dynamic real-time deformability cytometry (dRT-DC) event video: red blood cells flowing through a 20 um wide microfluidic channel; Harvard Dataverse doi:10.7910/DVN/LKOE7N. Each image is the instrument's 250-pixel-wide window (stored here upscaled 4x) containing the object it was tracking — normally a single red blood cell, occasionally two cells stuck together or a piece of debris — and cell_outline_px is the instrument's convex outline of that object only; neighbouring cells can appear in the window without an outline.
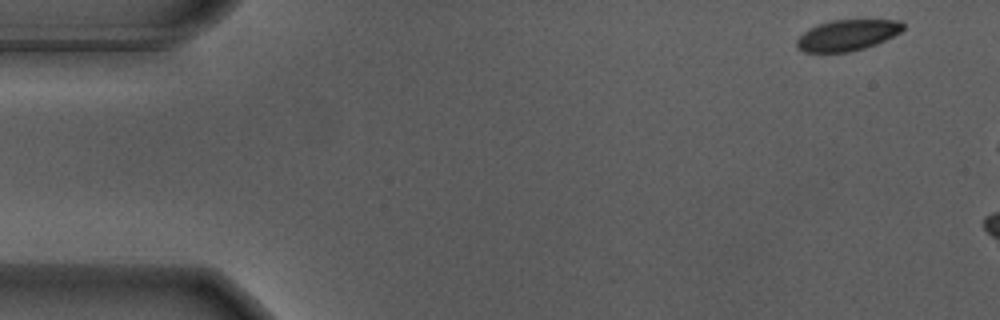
{"species": "Egyptian fruit bat (a non-hibernating species)", "species_latin": "Rousettus aegyptiacus", "temperature_condition": "warm", "stored_images_in_passage": 7, "camera_frame_rate_fps": 3000, "um_per_image_px": 0.085, "animal": {"sex": "male"}, "frame": {"image": 1, "passage_image": 2, "time_ms": 0.333, "image_size_px": [1000, 320], "cell_outline_px": [[904, 28], [900, 32], [876, 44], [864, 48], [848, 52], [804, 52], [796, 48], [796, 40], [808, 28], [816, 24], [832, 20], [900, 20], [904, 24]], "centroid_in_image_um": [71.98, 2.99], "position_along_channel_um": 13.0, "area_um2": 19.19}}